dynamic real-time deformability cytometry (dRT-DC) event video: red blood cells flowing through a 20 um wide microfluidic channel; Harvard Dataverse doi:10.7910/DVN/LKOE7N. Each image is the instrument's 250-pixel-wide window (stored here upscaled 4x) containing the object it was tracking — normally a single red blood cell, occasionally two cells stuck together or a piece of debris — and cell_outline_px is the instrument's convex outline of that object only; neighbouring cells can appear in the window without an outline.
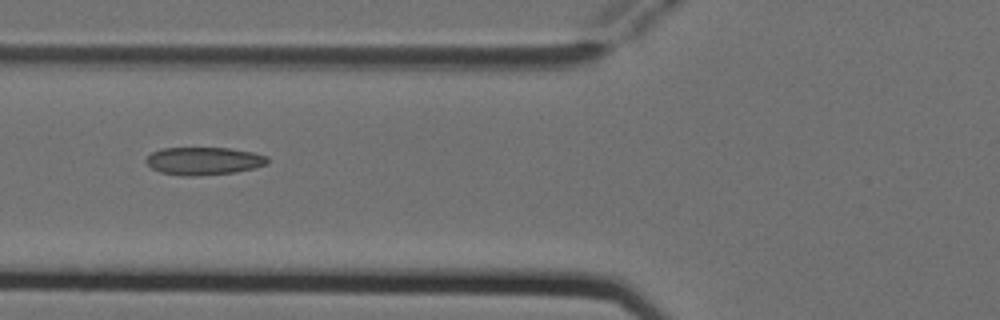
{"species": "Egyptian fruit bat (a non-hibernating species)", "species_latin": "Rousettus aegyptiacus", "temperature_condition": "cold", "stored_images_in_passage": 2, "camera_frame_rate_fps": 3000, "um_per_image_px": 0.085, "animal": {"sex": "female"}, "frame": {"image": 1, "passage_image": 2, "time_ms": 0.333, "image_size_px": [1000, 320], "cell_outline_px": [[268, 164], [256, 168], [236, 172], [200, 176], [184, 176], [160, 172], [152, 168], [144, 160], [152, 152], [160, 148], [228, 148], [252, 152], [268, 156]], "centroid_in_image_um": [17.33, 13.69], "position_along_channel_um": 108.5, "area_um2": 19.83}}